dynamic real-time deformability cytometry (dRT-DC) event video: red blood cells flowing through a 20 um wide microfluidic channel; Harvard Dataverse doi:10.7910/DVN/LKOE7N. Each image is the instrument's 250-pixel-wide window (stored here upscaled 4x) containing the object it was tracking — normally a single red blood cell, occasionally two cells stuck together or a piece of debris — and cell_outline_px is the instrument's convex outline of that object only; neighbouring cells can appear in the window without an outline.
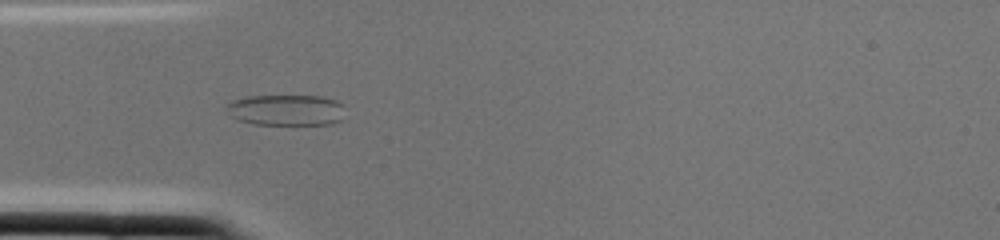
{"species": "common noctule bat (a hibernating species)", "species_latin": "Nyctalus noctula", "temperature_condition": "cold", "stored_images_in_passage": 2, "camera_frame_rate_fps": 3000, "um_per_image_px": 0.085, "animal": {"sex": "female", "body_mass_g": 22.0, "forearm_length_mm": 56.7}, "frame": {"image": 1, "passage_image": 2, "time_ms": 0.333, "image_size_px": [1000, 240], "cell_outline_px": [[344, 104], [340, 120], [332, 124], [252, 124], [236, 120], [228, 116], [224, 108], [224, 104], [232, 100], [244, 96], [324, 96], [336, 100]], "centroid_in_image_um": [24.22, 9.34], "position_along_channel_um": 60.8, "area_um2": 21.85}}